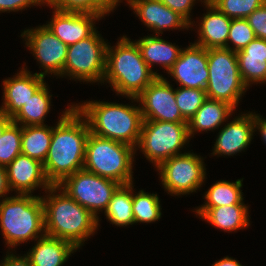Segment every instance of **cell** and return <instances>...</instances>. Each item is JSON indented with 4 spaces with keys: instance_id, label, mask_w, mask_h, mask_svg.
Masks as SVG:
<instances>
[{
    "instance_id": "obj_1",
    "label": "cell",
    "mask_w": 266,
    "mask_h": 266,
    "mask_svg": "<svg viewBox=\"0 0 266 266\" xmlns=\"http://www.w3.org/2000/svg\"><path fill=\"white\" fill-rule=\"evenodd\" d=\"M70 106V107H69ZM52 127L48 155L43 163L47 179L58 185L64 178L83 169L90 128L85 117L72 104Z\"/></svg>"
},
{
    "instance_id": "obj_2",
    "label": "cell",
    "mask_w": 266,
    "mask_h": 266,
    "mask_svg": "<svg viewBox=\"0 0 266 266\" xmlns=\"http://www.w3.org/2000/svg\"><path fill=\"white\" fill-rule=\"evenodd\" d=\"M45 193L46 196H41L45 234L71 242L79 249L98 229L97 217L61 192L57 185H52Z\"/></svg>"
},
{
    "instance_id": "obj_3",
    "label": "cell",
    "mask_w": 266,
    "mask_h": 266,
    "mask_svg": "<svg viewBox=\"0 0 266 266\" xmlns=\"http://www.w3.org/2000/svg\"><path fill=\"white\" fill-rule=\"evenodd\" d=\"M73 105L87 120L90 133L137 147L144 121L140 105L100 100Z\"/></svg>"
},
{
    "instance_id": "obj_4",
    "label": "cell",
    "mask_w": 266,
    "mask_h": 266,
    "mask_svg": "<svg viewBox=\"0 0 266 266\" xmlns=\"http://www.w3.org/2000/svg\"><path fill=\"white\" fill-rule=\"evenodd\" d=\"M156 77L135 41L123 35L117 45L108 44L103 84L109 83L117 95L137 98Z\"/></svg>"
},
{
    "instance_id": "obj_5",
    "label": "cell",
    "mask_w": 266,
    "mask_h": 266,
    "mask_svg": "<svg viewBox=\"0 0 266 266\" xmlns=\"http://www.w3.org/2000/svg\"><path fill=\"white\" fill-rule=\"evenodd\" d=\"M0 229L9 250L45 235L43 200L17 194L0 200Z\"/></svg>"
},
{
    "instance_id": "obj_6",
    "label": "cell",
    "mask_w": 266,
    "mask_h": 266,
    "mask_svg": "<svg viewBox=\"0 0 266 266\" xmlns=\"http://www.w3.org/2000/svg\"><path fill=\"white\" fill-rule=\"evenodd\" d=\"M136 148L119 141L89 134L83 169L114 180L121 185L133 183Z\"/></svg>"
},
{
    "instance_id": "obj_7",
    "label": "cell",
    "mask_w": 266,
    "mask_h": 266,
    "mask_svg": "<svg viewBox=\"0 0 266 266\" xmlns=\"http://www.w3.org/2000/svg\"><path fill=\"white\" fill-rule=\"evenodd\" d=\"M207 98L232 105L235 109L248 89L239 74L236 52L225 47L208 49Z\"/></svg>"
},
{
    "instance_id": "obj_8",
    "label": "cell",
    "mask_w": 266,
    "mask_h": 266,
    "mask_svg": "<svg viewBox=\"0 0 266 266\" xmlns=\"http://www.w3.org/2000/svg\"><path fill=\"white\" fill-rule=\"evenodd\" d=\"M189 140L188 122L144 120L136 150L139 148L157 168L163 161L182 154L180 149Z\"/></svg>"
},
{
    "instance_id": "obj_9",
    "label": "cell",
    "mask_w": 266,
    "mask_h": 266,
    "mask_svg": "<svg viewBox=\"0 0 266 266\" xmlns=\"http://www.w3.org/2000/svg\"><path fill=\"white\" fill-rule=\"evenodd\" d=\"M108 43L97 29L87 38L68 46L63 76L80 82H101L105 75Z\"/></svg>"
},
{
    "instance_id": "obj_10",
    "label": "cell",
    "mask_w": 266,
    "mask_h": 266,
    "mask_svg": "<svg viewBox=\"0 0 266 266\" xmlns=\"http://www.w3.org/2000/svg\"><path fill=\"white\" fill-rule=\"evenodd\" d=\"M120 185L114 180L81 169L64 178L57 186L97 217L99 226L98 214L106 210Z\"/></svg>"
},
{
    "instance_id": "obj_11",
    "label": "cell",
    "mask_w": 266,
    "mask_h": 266,
    "mask_svg": "<svg viewBox=\"0 0 266 266\" xmlns=\"http://www.w3.org/2000/svg\"><path fill=\"white\" fill-rule=\"evenodd\" d=\"M204 159L192 152H184L163 161L156 169L168 194L189 195L202 187L206 179Z\"/></svg>"
},
{
    "instance_id": "obj_12",
    "label": "cell",
    "mask_w": 266,
    "mask_h": 266,
    "mask_svg": "<svg viewBox=\"0 0 266 266\" xmlns=\"http://www.w3.org/2000/svg\"><path fill=\"white\" fill-rule=\"evenodd\" d=\"M128 99L139 102L144 120L187 122L177 106L175 89L163 76L156 77L137 98Z\"/></svg>"
},
{
    "instance_id": "obj_13",
    "label": "cell",
    "mask_w": 266,
    "mask_h": 266,
    "mask_svg": "<svg viewBox=\"0 0 266 266\" xmlns=\"http://www.w3.org/2000/svg\"><path fill=\"white\" fill-rule=\"evenodd\" d=\"M25 45L44 69L39 76L51 74L62 77L68 45L58 39L44 24L21 33Z\"/></svg>"
},
{
    "instance_id": "obj_14",
    "label": "cell",
    "mask_w": 266,
    "mask_h": 266,
    "mask_svg": "<svg viewBox=\"0 0 266 266\" xmlns=\"http://www.w3.org/2000/svg\"><path fill=\"white\" fill-rule=\"evenodd\" d=\"M180 87L202 89L206 91L208 70V49L190 43L182 48L180 55L167 72Z\"/></svg>"
},
{
    "instance_id": "obj_15",
    "label": "cell",
    "mask_w": 266,
    "mask_h": 266,
    "mask_svg": "<svg viewBox=\"0 0 266 266\" xmlns=\"http://www.w3.org/2000/svg\"><path fill=\"white\" fill-rule=\"evenodd\" d=\"M51 9L53 17L45 26L68 46L89 37L96 30L95 22L107 15Z\"/></svg>"
},
{
    "instance_id": "obj_16",
    "label": "cell",
    "mask_w": 266,
    "mask_h": 266,
    "mask_svg": "<svg viewBox=\"0 0 266 266\" xmlns=\"http://www.w3.org/2000/svg\"><path fill=\"white\" fill-rule=\"evenodd\" d=\"M5 168L9 188L17 194H31L38 187L46 191L52 186L43 163L22 153Z\"/></svg>"
},
{
    "instance_id": "obj_17",
    "label": "cell",
    "mask_w": 266,
    "mask_h": 266,
    "mask_svg": "<svg viewBox=\"0 0 266 266\" xmlns=\"http://www.w3.org/2000/svg\"><path fill=\"white\" fill-rule=\"evenodd\" d=\"M127 2L135 15L145 26L153 30L155 35L163 34L167 29L191 28V24L183 16L171 10L160 0H127Z\"/></svg>"
},
{
    "instance_id": "obj_18",
    "label": "cell",
    "mask_w": 266,
    "mask_h": 266,
    "mask_svg": "<svg viewBox=\"0 0 266 266\" xmlns=\"http://www.w3.org/2000/svg\"><path fill=\"white\" fill-rule=\"evenodd\" d=\"M25 66L13 78L3 80V102L0 107L8 118H13L32 95L45 83L44 78L31 74Z\"/></svg>"
},
{
    "instance_id": "obj_19",
    "label": "cell",
    "mask_w": 266,
    "mask_h": 266,
    "mask_svg": "<svg viewBox=\"0 0 266 266\" xmlns=\"http://www.w3.org/2000/svg\"><path fill=\"white\" fill-rule=\"evenodd\" d=\"M254 113H242L220 129L211 154L233 156L247 149L254 136Z\"/></svg>"
},
{
    "instance_id": "obj_20",
    "label": "cell",
    "mask_w": 266,
    "mask_h": 266,
    "mask_svg": "<svg viewBox=\"0 0 266 266\" xmlns=\"http://www.w3.org/2000/svg\"><path fill=\"white\" fill-rule=\"evenodd\" d=\"M203 4L208 10L206 14H203L202 19L198 27L199 39L194 44L209 48H227V39L229 35V29L231 20L227 15L219 11L208 0H205Z\"/></svg>"
},
{
    "instance_id": "obj_21",
    "label": "cell",
    "mask_w": 266,
    "mask_h": 266,
    "mask_svg": "<svg viewBox=\"0 0 266 266\" xmlns=\"http://www.w3.org/2000/svg\"><path fill=\"white\" fill-rule=\"evenodd\" d=\"M236 55L239 74L247 88L253 83L266 82V40L255 38Z\"/></svg>"
},
{
    "instance_id": "obj_22",
    "label": "cell",
    "mask_w": 266,
    "mask_h": 266,
    "mask_svg": "<svg viewBox=\"0 0 266 266\" xmlns=\"http://www.w3.org/2000/svg\"><path fill=\"white\" fill-rule=\"evenodd\" d=\"M249 207L245 204L219 207H197L196 214L212 226L226 232H233L250 226Z\"/></svg>"
},
{
    "instance_id": "obj_23",
    "label": "cell",
    "mask_w": 266,
    "mask_h": 266,
    "mask_svg": "<svg viewBox=\"0 0 266 266\" xmlns=\"http://www.w3.org/2000/svg\"><path fill=\"white\" fill-rule=\"evenodd\" d=\"M27 252L31 266H62L78 250L71 242L44 235Z\"/></svg>"
},
{
    "instance_id": "obj_24",
    "label": "cell",
    "mask_w": 266,
    "mask_h": 266,
    "mask_svg": "<svg viewBox=\"0 0 266 266\" xmlns=\"http://www.w3.org/2000/svg\"><path fill=\"white\" fill-rule=\"evenodd\" d=\"M135 42L139 46L142 58L157 77H162V75L153 71V64L161 65L168 72L178 59L182 50L175 43L172 44L159 37V35L144 36Z\"/></svg>"
},
{
    "instance_id": "obj_25",
    "label": "cell",
    "mask_w": 266,
    "mask_h": 266,
    "mask_svg": "<svg viewBox=\"0 0 266 266\" xmlns=\"http://www.w3.org/2000/svg\"><path fill=\"white\" fill-rule=\"evenodd\" d=\"M235 110L229 103L207 98L195 115L188 121L189 137L192 138L197 131L207 132L218 129Z\"/></svg>"
},
{
    "instance_id": "obj_26",
    "label": "cell",
    "mask_w": 266,
    "mask_h": 266,
    "mask_svg": "<svg viewBox=\"0 0 266 266\" xmlns=\"http://www.w3.org/2000/svg\"><path fill=\"white\" fill-rule=\"evenodd\" d=\"M48 87L45 82L11 120L21 126L46 125L44 119L52 105Z\"/></svg>"
},
{
    "instance_id": "obj_27",
    "label": "cell",
    "mask_w": 266,
    "mask_h": 266,
    "mask_svg": "<svg viewBox=\"0 0 266 266\" xmlns=\"http://www.w3.org/2000/svg\"><path fill=\"white\" fill-rule=\"evenodd\" d=\"M133 183L120 185L113 193L104 214L117 227L135 224L133 218Z\"/></svg>"
},
{
    "instance_id": "obj_28",
    "label": "cell",
    "mask_w": 266,
    "mask_h": 266,
    "mask_svg": "<svg viewBox=\"0 0 266 266\" xmlns=\"http://www.w3.org/2000/svg\"><path fill=\"white\" fill-rule=\"evenodd\" d=\"M52 137L48 125L22 126L21 153L44 163Z\"/></svg>"
},
{
    "instance_id": "obj_29",
    "label": "cell",
    "mask_w": 266,
    "mask_h": 266,
    "mask_svg": "<svg viewBox=\"0 0 266 266\" xmlns=\"http://www.w3.org/2000/svg\"><path fill=\"white\" fill-rule=\"evenodd\" d=\"M243 179H238L235 182L217 181L205 192L203 199H206V201L199 207L244 204L241 190Z\"/></svg>"
},
{
    "instance_id": "obj_30",
    "label": "cell",
    "mask_w": 266,
    "mask_h": 266,
    "mask_svg": "<svg viewBox=\"0 0 266 266\" xmlns=\"http://www.w3.org/2000/svg\"><path fill=\"white\" fill-rule=\"evenodd\" d=\"M161 205L156 194L148 193L144 190L133 193V218L135 223H151L161 218Z\"/></svg>"
},
{
    "instance_id": "obj_31",
    "label": "cell",
    "mask_w": 266,
    "mask_h": 266,
    "mask_svg": "<svg viewBox=\"0 0 266 266\" xmlns=\"http://www.w3.org/2000/svg\"><path fill=\"white\" fill-rule=\"evenodd\" d=\"M22 126L11 122L0 137V165L6 167L21 154Z\"/></svg>"
},
{
    "instance_id": "obj_32",
    "label": "cell",
    "mask_w": 266,
    "mask_h": 266,
    "mask_svg": "<svg viewBox=\"0 0 266 266\" xmlns=\"http://www.w3.org/2000/svg\"><path fill=\"white\" fill-rule=\"evenodd\" d=\"M176 103L183 118L188 122L207 99L206 91L202 89L177 87L175 89Z\"/></svg>"
},
{
    "instance_id": "obj_33",
    "label": "cell",
    "mask_w": 266,
    "mask_h": 266,
    "mask_svg": "<svg viewBox=\"0 0 266 266\" xmlns=\"http://www.w3.org/2000/svg\"><path fill=\"white\" fill-rule=\"evenodd\" d=\"M230 19L247 18L266 0H208Z\"/></svg>"
},
{
    "instance_id": "obj_34",
    "label": "cell",
    "mask_w": 266,
    "mask_h": 266,
    "mask_svg": "<svg viewBox=\"0 0 266 266\" xmlns=\"http://www.w3.org/2000/svg\"><path fill=\"white\" fill-rule=\"evenodd\" d=\"M256 38L246 18L232 19L227 39V48L234 52L243 50ZM232 43L230 47L229 43Z\"/></svg>"
},
{
    "instance_id": "obj_35",
    "label": "cell",
    "mask_w": 266,
    "mask_h": 266,
    "mask_svg": "<svg viewBox=\"0 0 266 266\" xmlns=\"http://www.w3.org/2000/svg\"><path fill=\"white\" fill-rule=\"evenodd\" d=\"M48 6L61 11L108 14L95 0H53Z\"/></svg>"
},
{
    "instance_id": "obj_36",
    "label": "cell",
    "mask_w": 266,
    "mask_h": 266,
    "mask_svg": "<svg viewBox=\"0 0 266 266\" xmlns=\"http://www.w3.org/2000/svg\"><path fill=\"white\" fill-rule=\"evenodd\" d=\"M246 19L256 38L266 40V2L253 11Z\"/></svg>"
},
{
    "instance_id": "obj_37",
    "label": "cell",
    "mask_w": 266,
    "mask_h": 266,
    "mask_svg": "<svg viewBox=\"0 0 266 266\" xmlns=\"http://www.w3.org/2000/svg\"><path fill=\"white\" fill-rule=\"evenodd\" d=\"M163 4H165L167 7H169L174 12L179 13L181 16H183L190 24L191 28L192 25L194 26L193 21H191V10L193 6L196 3V0H160ZM202 3L205 0H200Z\"/></svg>"
},
{
    "instance_id": "obj_38",
    "label": "cell",
    "mask_w": 266,
    "mask_h": 266,
    "mask_svg": "<svg viewBox=\"0 0 266 266\" xmlns=\"http://www.w3.org/2000/svg\"><path fill=\"white\" fill-rule=\"evenodd\" d=\"M45 5L43 0H0V12H16L25 10L27 7Z\"/></svg>"
},
{
    "instance_id": "obj_39",
    "label": "cell",
    "mask_w": 266,
    "mask_h": 266,
    "mask_svg": "<svg viewBox=\"0 0 266 266\" xmlns=\"http://www.w3.org/2000/svg\"><path fill=\"white\" fill-rule=\"evenodd\" d=\"M2 261L1 266H31L30 260L26 254L16 256L11 252L7 253Z\"/></svg>"
},
{
    "instance_id": "obj_40",
    "label": "cell",
    "mask_w": 266,
    "mask_h": 266,
    "mask_svg": "<svg viewBox=\"0 0 266 266\" xmlns=\"http://www.w3.org/2000/svg\"><path fill=\"white\" fill-rule=\"evenodd\" d=\"M256 129L259 130L262 140L266 144V119L254 112V132L257 131Z\"/></svg>"
},
{
    "instance_id": "obj_41",
    "label": "cell",
    "mask_w": 266,
    "mask_h": 266,
    "mask_svg": "<svg viewBox=\"0 0 266 266\" xmlns=\"http://www.w3.org/2000/svg\"><path fill=\"white\" fill-rule=\"evenodd\" d=\"M10 191L11 190L8 185L6 168L0 165V198L5 197V195L7 198V195L9 194Z\"/></svg>"
},
{
    "instance_id": "obj_42",
    "label": "cell",
    "mask_w": 266,
    "mask_h": 266,
    "mask_svg": "<svg viewBox=\"0 0 266 266\" xmlns=\"http://www.w3.org/2000/svg\"><path fill=\"white\" fill-rule=\"evenodd\" d=\"M107 13L108 15L112 12L121 0H95ZM127 1V0H126Z\"/></svg>"
},
{
    "instance_id": "obj_43",
    "label": "cell",
    "mask_w": 266,
    "mask_h": 266,
    "mask_svg": "<svg viewBox=\"0 0 266 266\" xmlns=\"http://www.w3.org/2000/svg\"><path fill=\"white\" fill-rule=\"evenodd\" d=\"M212 266H243L238 260H235L229 256L224 257L223 259L216 260V262Z\"/></svg>"
},
{
    "instance_id": "obj_44",
    "label": "cell",
    "mask_w": 266,
    "mask_h": 266,
    "mask_svg": "<svg viewBox=\"0 0 266 266\" xmlns=\"http://www.w3.org/2000/svg\"><path fill=\"white\" fill-rule=\"evenodd\" d=\"M12 122L11 118H8L2 111H0V137L3 134L5 128Z\"/></svg>"
},
{
    "instance_id": "obj_45",
    "label": "cell",
    "mask_w": 266,
    "mask_h": 266,
    "mask_svg": "<svg viewBox=\"0 0 266 266\" xmlns=\"http://www.w3.org/2000/svg\"><path fill=\"white\" fill-rule=\"evenodd\" d=\"M45 2V5L47 4V6L53 1V0H43Z\"/></svg>"
}]
</instances>
